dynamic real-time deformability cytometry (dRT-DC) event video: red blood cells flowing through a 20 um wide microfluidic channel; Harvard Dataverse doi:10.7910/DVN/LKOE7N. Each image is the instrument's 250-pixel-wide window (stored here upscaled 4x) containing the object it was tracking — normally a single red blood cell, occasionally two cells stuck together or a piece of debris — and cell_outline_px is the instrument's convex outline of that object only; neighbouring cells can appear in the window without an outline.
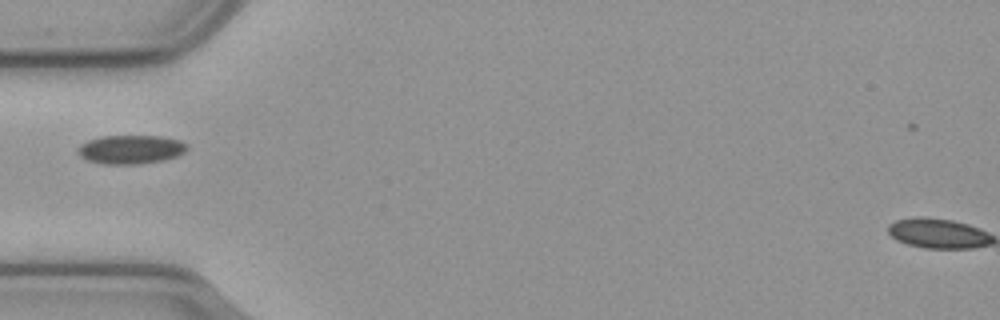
{"species": "common noctule bat (a hibernating species)", "species_latin": "Nyctalus noctula", "temperature_condition": "cold", "stored_images_in_passage": 39, "camera_frame_rate_fps": 3000, "um_per_image_px": 0.085, "animal": {"sex": "male", "body_mass_g": 23.1, "forearm_length_mm": 52.7}, "frame": {"image": 1, "passage_image": 1, "time_ms": 0.0, "image_size_px": [1000, 320], "cell_outline_px": [[188, 148], [184, 152], [176, 156], [164, 160], [140, 164], [100, 164], [88, 160], [80, 156], [76, 152], [80, 144], [88, 140], [100, 136], [160, 136], [180, 140], [188, 144]], "centroid_in_image_um": [11.1, 12.7], "position_along_channel_um": 73.9, "area_um2": 18.5}}
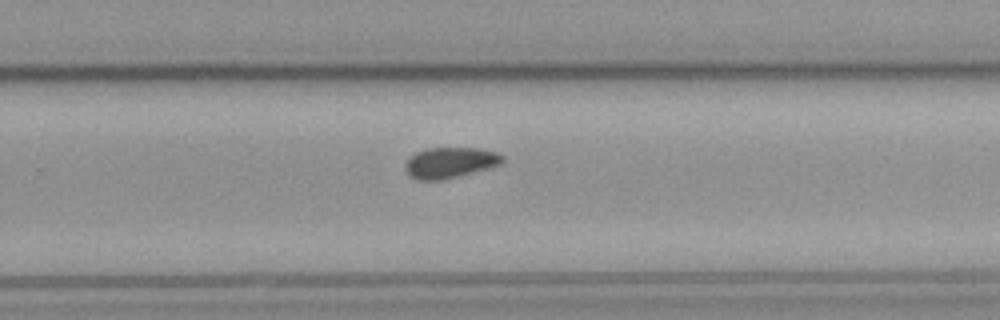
{"frame": {"image": 2, "passage_image": 19, "time_ms": 6.0, "image_size_px": [1000, 320], "cell_outline_px": [[504, 160], [500, 164], [488, 168], [440, 180], [420, 180], [412, 176], [404, 168], [404, 164], [408, 156], [424, 148], [480, 148], [500, 152], [504, 156]], "centroid_in_image_um": [38.25, 13.79], "position_along_channel_um": 291.5, "area_um2": 17.46}}
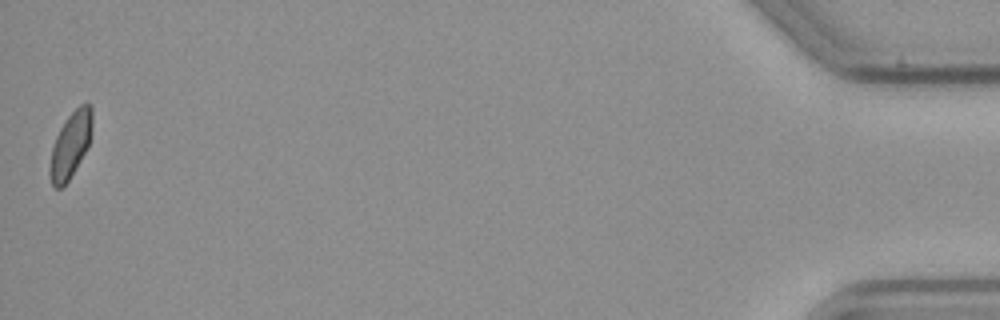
{"frame": {"image": 3, "passage_image": 39, "time_ms": 12.667, "image_size_px": [1000, 320], "cell_outline_px": [[92, 128], [88, 148], [68, 180], [60, 188], [56, 188], [52, 184], [48, 172], [52, 148], [56, 136], [60, 128], [68, 116], [80, 104], [88, 104], [92, 108]], "centroid_in_image_um": [5.99, 12.31], "position_along_channel_um": 429.2, "area_um2": 16.07}}